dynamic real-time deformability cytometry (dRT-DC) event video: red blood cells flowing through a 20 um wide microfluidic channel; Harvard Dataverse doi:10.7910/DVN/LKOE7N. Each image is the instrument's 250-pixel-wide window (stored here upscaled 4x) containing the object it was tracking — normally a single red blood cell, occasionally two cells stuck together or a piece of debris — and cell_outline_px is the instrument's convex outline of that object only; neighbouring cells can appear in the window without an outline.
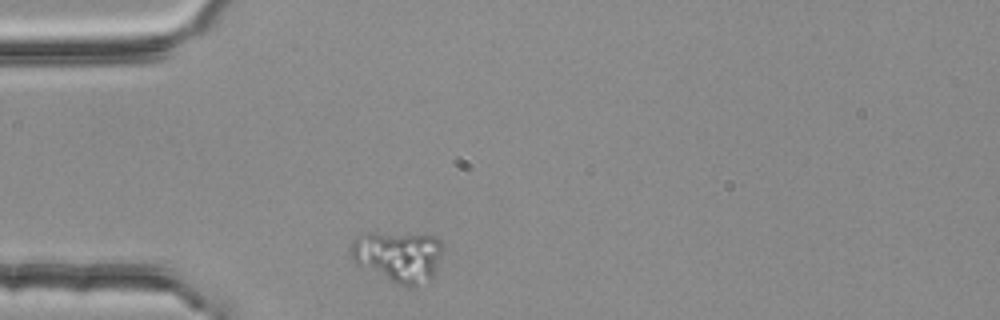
{"species": "common noctule bat (a hibernating species)", "species_latin": "Nyctalus noctula", "temperature_condition": "room temperature", "stored_images_in_passage": 1, "camera_frame_rate_fps": 3000, "um_per_image_px": 0.085, "animal": {"sex": "female", "body_mass_g": 25.1}, "frame": {"image": 1, "passage_image": 1, "time_ms": 0.0, "image_size_px": [1000, 320], "cell_outline_px": [[444, 248], [436, 268], [432, 276], [428, 280], [416, 288], [412, 288], [396, 284], [356, 264], [352, 260], [352, 240], [356, 236], [364, 232], [372, 232], [436, 236], [444, 244]], "centroid_in_image_um": [33.86, 21.79], "position_along_channel_um": 51.1, "area_um2": 27.69}}